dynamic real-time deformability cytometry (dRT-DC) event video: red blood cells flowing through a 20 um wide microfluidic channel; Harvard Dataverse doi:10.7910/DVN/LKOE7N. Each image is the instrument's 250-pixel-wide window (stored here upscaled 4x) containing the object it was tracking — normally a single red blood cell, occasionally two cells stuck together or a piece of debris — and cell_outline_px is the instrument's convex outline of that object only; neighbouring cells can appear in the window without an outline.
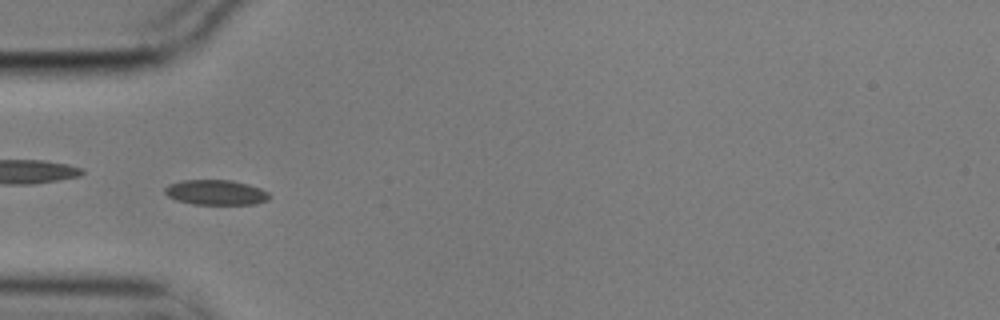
{"species": "common noctule bat (a hibernating species)", "species_latin": "Nyctalus noctula", "temperature_condition": "cold", "stored_images_in_passage": 14, "camera_frame_rate_fps": 3000, "um_per_image_px": 0.085, "animal": {"sex": "male", "body_mass_g": 17.9}, "frame": {"image": 1, "passage_image": 4, "time_ms": 1.0, "image_size_px": [1000, 320], "cell_outline_px": [[272, 196], [268, 200], [256, 204], [192, 204], [176, 200], [168, 196], [164, 192], [164, 188], [168, 184], [184, 180], [232, 180], [248, 184], [260, 188], [268, 192]], "centroid_in_image_um": [18.36, 16.35], "position_along_channel_um": 66.6, "area_um2": 15.37}}
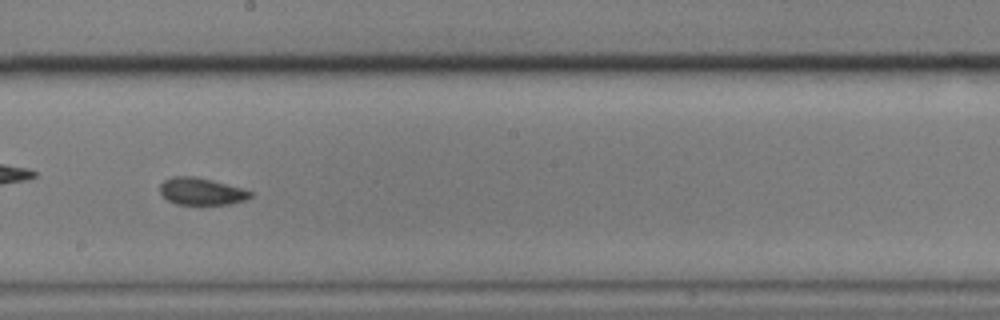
{"frame": {"image": 2, "passage_image": 8, "time_ms": 2.333, "image_size_px": [1000, 320], "cell_outline_px": [[252, 196], [244, 200], [228, 204], [176, 204], [168, 200], [160, 192], [160, 184], [164, 180], [172, 176], [196, 176], [244, 188], [252, 192]], "centroid_in_image_um": [17.12, 16.25], "position_along_channel_um": 231.1, "area_um2": 14.28}}
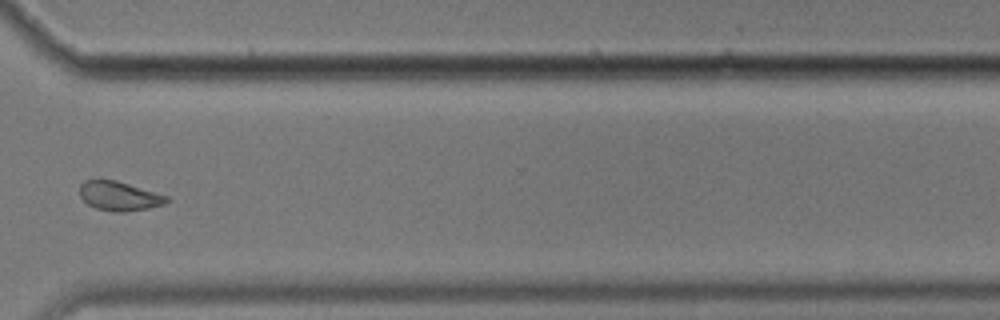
{"frame": {"image": 3, "passage_image": 11, "time_ms": 3.333, "image_size_px": [1000, 320], "cell_outline_px": [[172, 200], [164, 204], [148, 208], [124, 212], [116, 212], [96, 208], [88, 204], [80, 196], [80, 184], [84, 180], [116, 180], [168, 196]], "centroid_in_image_um": [10.15, 16.66], "position_along_channel_um": 360.4, "area_um2": 14.74}}